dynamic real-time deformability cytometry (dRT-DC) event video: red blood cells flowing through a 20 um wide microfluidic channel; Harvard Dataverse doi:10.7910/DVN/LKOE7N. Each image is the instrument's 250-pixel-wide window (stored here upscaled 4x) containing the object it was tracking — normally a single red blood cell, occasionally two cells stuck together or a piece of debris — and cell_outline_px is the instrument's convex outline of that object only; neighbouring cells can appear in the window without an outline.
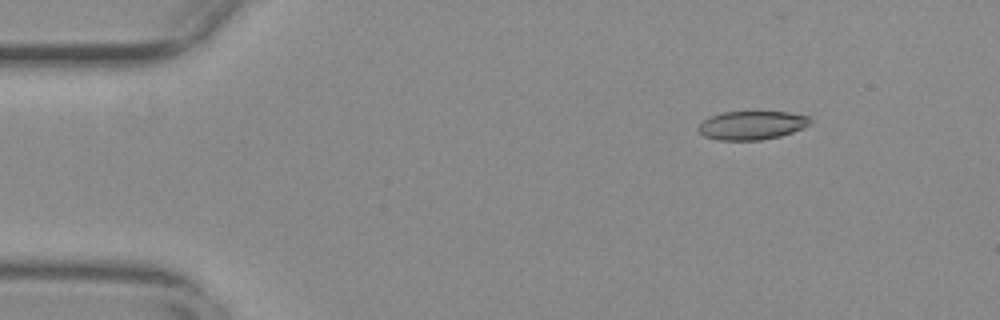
{"species": "common noctule bat (a hibernating species)", "species_latin": "Nyctalus noctula", "temperature_condition": "warm", "stored_images_in_passage": 17, "camera_frame_rate_fps": 3000, "um_per_image_px": 0.085, "animal": {"sex": "female", "body_mass_g": 29.2, "forearm_length_mm": 56.3}, "frame": {"image": 1, "passage_image": 8, "time_ms": 2.333, "image_size_px": [1000, 320], "cell_outline_px": [[812, 124], [804, 128], [780, 136], [760, 140], [716, 140], [704, 136], [696, 128], [704, 120], [712, 116], [724, 112], [788, 112], [808, 116], [812, 120]], "centroid_in_image_um": [63.93, 10.65], "position_along_channel_um": 21.1, "area_um2": 18.67}}